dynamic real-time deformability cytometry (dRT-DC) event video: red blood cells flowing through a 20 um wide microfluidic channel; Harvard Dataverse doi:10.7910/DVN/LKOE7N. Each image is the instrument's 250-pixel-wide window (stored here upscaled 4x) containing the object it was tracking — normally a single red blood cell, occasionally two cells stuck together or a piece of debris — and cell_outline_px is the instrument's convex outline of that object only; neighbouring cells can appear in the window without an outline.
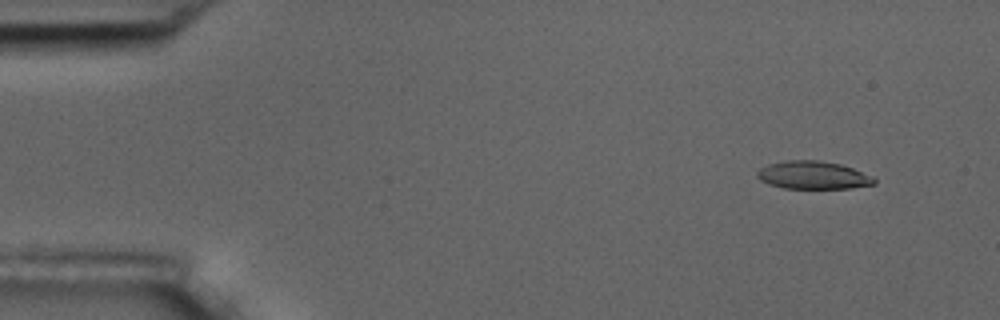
{"species": "common noctule bat (a hibernating species)", "species_latin": "Nyctalus noctula", "temperature_condition": "room temperature", "stored_images_in_passage": 4, "camera_frame_rate_fps": 3000, "um_per_image_px": 0.085, "animal": {"sex": "male", "body_mass_g": 17.5, "forearm_length_mm": 52.3}, "frame": {"image": 1, "passage_image": 1, "time_ms": 0.0, "image_size_px": [1000, 320], "cell_outline_px": [[876, 184], [852, 188], [784, 188], [768, 184], [760, 180], [756, 176], [756, 172], [760, 168], [768, 164], [784, 160], [816, 160], [840, 164], [852, 168], [872, 176], [876, 180]], "centroid_in_image_um": [69.08, 14.89], "position_along_channel_um": 15.9, "area_um2": 19.07}}
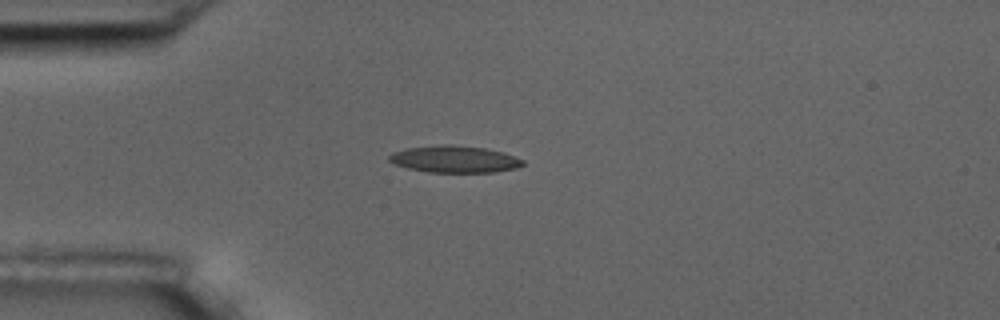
{"frame": {"image": 2, "passage_image": 4, "time_ms": 3.333, "image_size_px": [1000, 320], "cell_outline_px": [[524, 164], [516, 168], [496, 172], [428, 172], [408, 168], [396, 164], [388, 160], [388, 156], [392, 152], [404, 148], [440, 144], [452, 144], [484, 148], [500, 152], [524, 160]], "centroid_in_image_um": [38.59, 13.52], "position_along_channel_um": 46.4, "area_um2": 20.92}}